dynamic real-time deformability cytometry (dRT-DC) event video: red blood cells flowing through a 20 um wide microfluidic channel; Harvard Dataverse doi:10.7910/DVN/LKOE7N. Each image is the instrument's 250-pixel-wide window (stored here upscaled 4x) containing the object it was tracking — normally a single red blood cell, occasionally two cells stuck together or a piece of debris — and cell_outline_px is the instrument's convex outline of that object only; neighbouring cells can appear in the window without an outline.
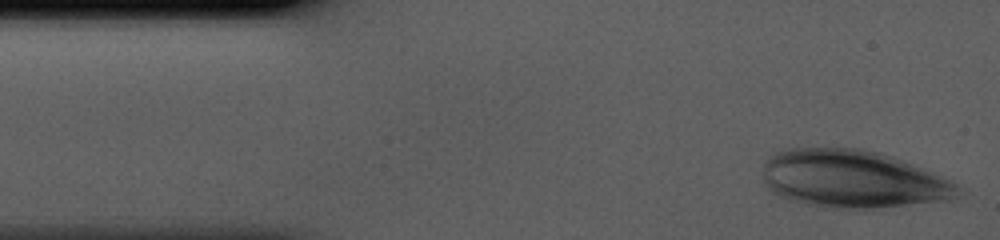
{"species": "human", "species_latin": "Homo sapiens", "temperature_condition": "cold", "stored_images_in_passage": 35, "camera_frame_rate_fps": 3000, "um_per_image_px": 0.085, "donor": {"sex": "male"}, "frame": {"image": 1, "passage_image": 1, "time_ms": 0.0, "image_size_px": [1000, 240], "cell_outline_px": [[956, 196], [944, 200], [864, 212], [828, 208], [788, 200], [776, 196], [768, 192], [764, 184], [764, 160], [768, 156], [776, 152], [788, 148], [860, 148], [880, 152], [892, 156], [948, 180], [956, 184]], "centroid_in_image_um": [72.37, 15.26], "position_along_channel_um": 12.6, "area_um2": 66.64}}
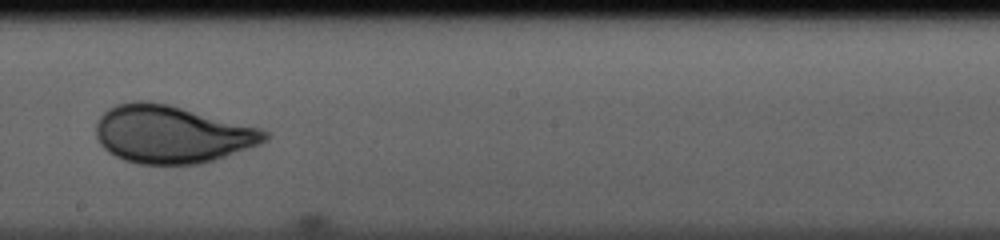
{"frame": {"image": 2, "passage_image": 22, "time_ms": 7.0, "image_size_px": [1000, 240], "cell_outline_px": [[268, 140], [260, 144], [212, 160], [196, 164], [140, 164], [124, 160], [108, 152], [100, 144], [96, 136], [96, 120], [108, 108], [116, 104], [132, 100], [148, 100], [168, 104], [260, 128], [268, 132]], "centroid_in_image_um": [14.55, 11.4], "position_along_channel_um": 233.7, "area_um2": 56.64}}
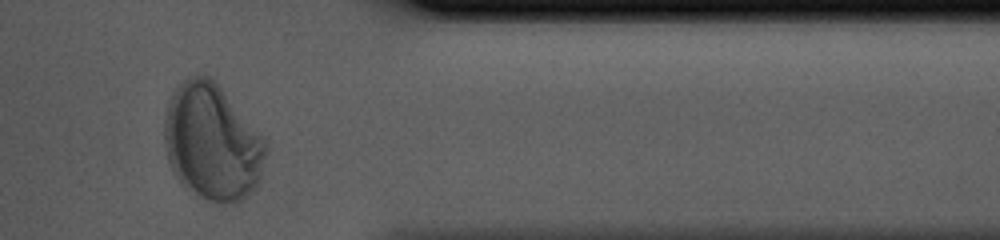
{"frame": {"image": 3, "passage_image": 34, "time_ms": 11.0, "image_size_px": [1000, 240], "cell_outline_px": [[268, 152], [260, 184], [256, 188], [236, 204], [224, 204], [208, 200], [184, 188], [180, 184], [172, 172], [168, 160], [164, 140], [164, 120], [168, 104], [176, 88], [188, 76], [208, 76], [216, 80], [264, 136], [268, 148]], "centroid_in_image_um": [18.08, 12.12], "position_along_channel_um": 393.3, "area_um2": 69.94}}